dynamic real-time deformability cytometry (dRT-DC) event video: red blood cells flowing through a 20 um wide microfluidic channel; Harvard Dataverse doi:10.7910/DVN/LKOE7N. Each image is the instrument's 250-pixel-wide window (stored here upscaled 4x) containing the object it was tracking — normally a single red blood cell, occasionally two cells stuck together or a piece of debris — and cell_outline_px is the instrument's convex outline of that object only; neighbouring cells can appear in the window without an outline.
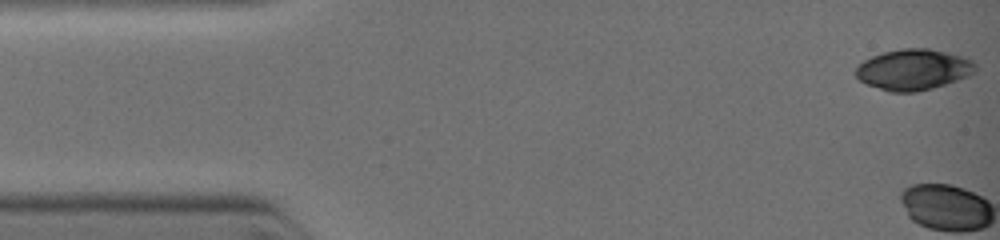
{"species": "common noctule bat (a hibernating species)", "species_latin": "Nyctalus noctula", "temperature_condition": "warm", "stored_images_in_passage": 12, "camera_frame_rate_fps": 3000, "um_per_image_px": 0.085, "animal": {"sex": "female", "body_mass_g": 19.0, "forearm_length_mm": 51.5}, "frame": {"image": 1, "passage_image": 1, "time_ms": 0.0, "image_size_px": [1000, 240], "cell_outline_px": [[980, 68], [976, 72], [968, 76], [932, 88], [916, 92], [892, 92], [868, 84], [860, 80], [856, 76], [856, 68], [864, 60], [872, 56], [884, 52], [904, 48], [928, 48], [968, 56]], "centroid_in_image_um": [77.72, 5.89], "position_along_channel_um": 7.3, "area_um2": 28.55}}